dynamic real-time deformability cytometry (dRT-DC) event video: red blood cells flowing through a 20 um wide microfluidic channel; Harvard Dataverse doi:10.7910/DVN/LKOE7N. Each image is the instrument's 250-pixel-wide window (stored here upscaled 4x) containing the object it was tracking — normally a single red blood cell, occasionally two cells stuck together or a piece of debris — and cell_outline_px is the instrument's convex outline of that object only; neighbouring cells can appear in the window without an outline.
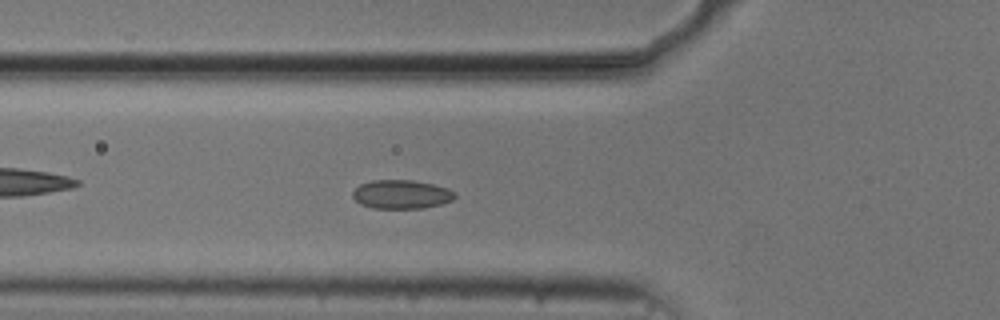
{"species": "common noctule bat (a hibernating species)", "species_latin": "Nyctalus noctula", "temperature_condition": "cold", "stored_images_in_passage": 44, "camera_frame_rate_fps": 3000, "um_per_image_px": 0.085, "animal": {"sex": "male", "body_mass_g": 20.5, "forearm_length_mm": 52.5}, "frame": {"image": 1, "passage_image": 9, "time_ms": 2.667, "image_size_px": [1000, 320], "cell_outline_px": [[456, 196], [452, 200], [440, 204], [424, 208], [372, 208], [360, 204], [352, 196], [352, 192], [360, 184], [372, 180], [412, 180], [432, 184], [448, 188], [456, 192]], "centroid_in_image_um": [34.12, 16.52], "position_along_channel_um": 91.7, "area_um2": 17.17}}
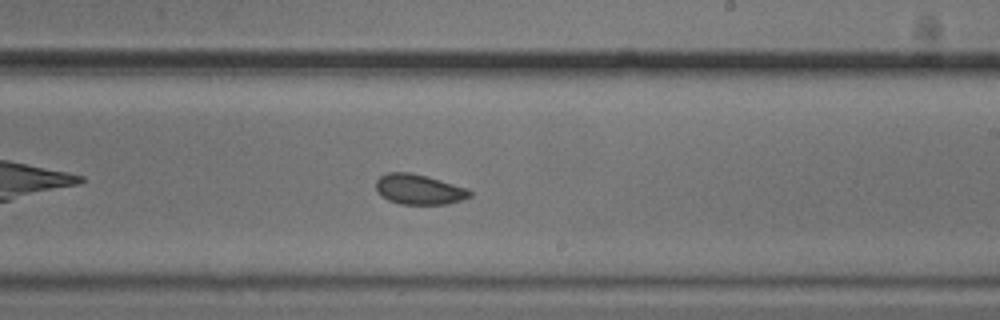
{"frame": {"image": 2, "passage_image": 22, "time_ms": 7.0, "image_size_px": [1000, 320], "cell_outline_px": [[472, 196], [448, 204], [400, 204], [388, 200], [380, 196], [376, 188], [376, 180], [380, 176], [388, 172], [412, 172], [428, 176], [468, 188], [472, 192]], "centroid_in_image_um": [35.61, 16.09], "position_along_channel_um": 253.4, "area_um2": 16.7}}
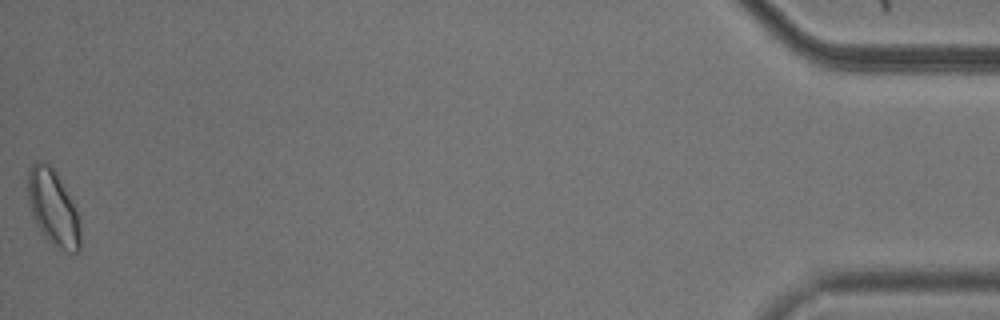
{"frame": {"image": 3, "passage_image": 44, "time_ms": 14.333, "image_size_px": [1000, 320], "cell_outline_px": [[80, 252], [68, 252], [60, 248], [48, 240], [44, 236], [32, 216], [28, 200], [28, 168], [36, 160], [44, 160], [56, 172], [76, 204], [80, 224]], "centroid_in_image_um": [4.53, 17.62], "position_along_channel_um": 430.7, "area_um2": 23.47}, "authors_computed_cell_mechanics": {"area_um2": 17.1666, "velocity_mm_per_s": 3.7214, "shape_relaxation_time_tau1_ms": 5.5462, "shape_relaxation_time_tau2_ms": 2.0514, "deformation_change_tau1": 0.0644, "deformation_change_tau2": 0.05}}